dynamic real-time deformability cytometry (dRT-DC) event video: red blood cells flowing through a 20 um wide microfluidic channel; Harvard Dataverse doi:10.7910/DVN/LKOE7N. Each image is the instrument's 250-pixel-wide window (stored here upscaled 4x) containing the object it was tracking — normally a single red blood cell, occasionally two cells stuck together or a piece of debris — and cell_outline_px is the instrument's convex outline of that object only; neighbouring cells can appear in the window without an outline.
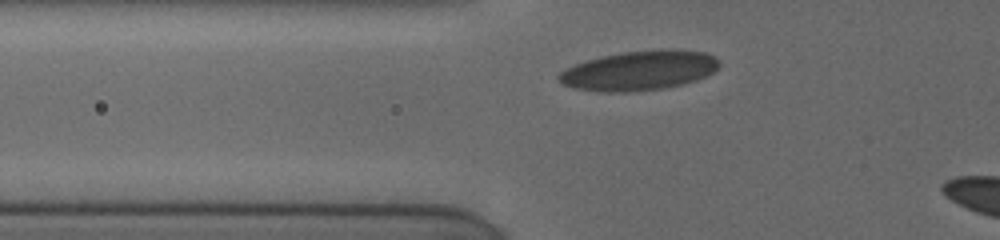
{"species": "human", "species_latin": "Homo sapiens", "temperature_condition": "cold", "stored_images_in_passage": 7, "camera_frame_rate_fps": 3000, "um_per_image_px": 0.085, "donor": {"sex": "female"}, "frame": {"image": 1, "passage_image": 2, "time_ms": 0.333, "image_size_px": [1000, 240], "cell_outline_px": [[720, 64], [712, 72], [696, 80], [664, 88], [628, 92], [600, 92], [576, 88], [564, 84], [556, 80], [556, 76], [560, 72], [572, 64], [584, 60], [600, 56], [624, 52], [672, 48], [676, 48], [704, 52], [716, 56], [720, 60]], "centroid_in_image_um": [54.31, 5.98], "position_along_channel_um": 71.5, "area_um2": 37.28}}